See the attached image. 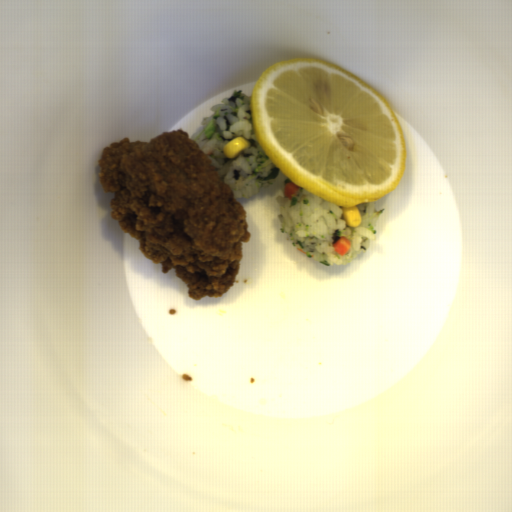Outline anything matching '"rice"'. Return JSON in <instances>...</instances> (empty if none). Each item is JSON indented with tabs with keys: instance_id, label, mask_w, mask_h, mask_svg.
<instances>
[{
	"instance_id": "1",
	"label": "rice",
	"mask_w": 512,
	"mask_h": 512,
	"mask_svg": "<svg viewBox=\"0 0 512 512\" xmlns=\"http://www.w3.org/2000/svg\"><path fill=\"white\" fill-rule=\"evenodd\" d=\"M280 205L277 214L280 232L307 258L323 265L350 263L361 253L369 251L377 236V225L385 207L378 211L376 200L359 203L361 214L358 227L349 226L342 219V208L330 204L303 189L288 199L284 194L276 198ZM340 236L352 241V249L345 256L334 251L332 245Z\"/></svg>"
},
{
	"instance_id": "2",
	"label": "rice",
	"mask_w": 512,
	"mask_h": 512,
	"mask_svg": "<svg viewBox=\"0 0 512 512\" xmlns=\"http://www.w3.org/2000/svg\"><path fill=\"white\" fill-rule=\"evenodd\" d=\"M251 96L245 90L234 91L212 106L213 113L202 118L200 127L189 137L195 139L212 160L222 181L230 185L234 198L254 196L281 171L257 141ZM239 136L244 137L249 146L230 160L223 154V145Z\"/></svg>"
},
{
	"instance_id": "3",
	"label": "rice",
	"mask_w": 512,
	"mask_h": 512,
	"mask_svg": "<svg viewBox=\"0 0 512 512\" xmlns=\"http://www.w3.org/2000/svg\"><path fill=\"white\" fill-rule=\"evenodd\" d=\"M293 181H291L290 179L286 178V181H285V184L284 186L286 187L287 183H292Z\"/></svg>"
}]
</instances>
